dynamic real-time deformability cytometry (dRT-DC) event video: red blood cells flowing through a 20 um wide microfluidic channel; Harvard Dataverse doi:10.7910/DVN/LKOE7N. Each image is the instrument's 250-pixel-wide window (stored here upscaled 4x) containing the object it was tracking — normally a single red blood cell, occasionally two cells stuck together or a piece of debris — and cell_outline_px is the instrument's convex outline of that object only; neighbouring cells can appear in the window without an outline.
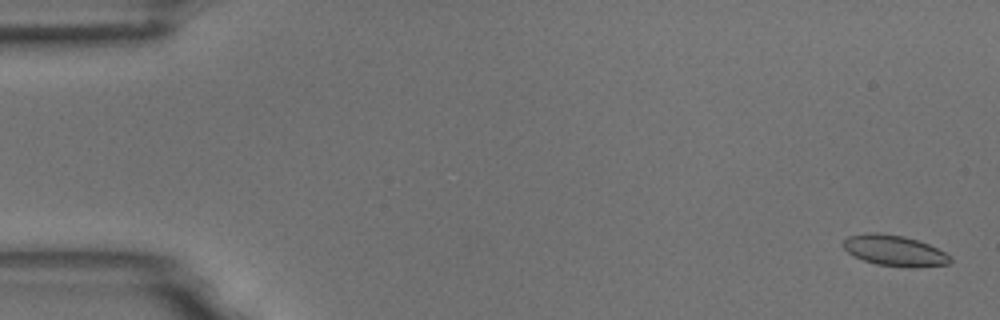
{"species": "common noctule bat (a hibernating species)", "species_latin": "Nyctalus noctula", "temperature_condition": "room temperature", "stored_images_in_passage": 55, "camera_frame_rate_fps": 3000, "um_per_image_px": 0.085, "animal": {"sex": "male", "body_mass_g": 18.8}, "frame": {"image": 1, "passage_image": 2, "time_ms": 0.333, "image_size_px": [1000, 320], "cell_outline_px": [[952, 260], [948, 264], [916, 268], [912, 268], [876, 264], [852, 256], [840, 244], [848, 236], [864, 232], [876, 232], [904, 236], [928, 244], [952, 256]], "centroid_in_image_um": [76.01, 21.3], "position_along_channel_um": 9.0, "area_um2": 19.42}}
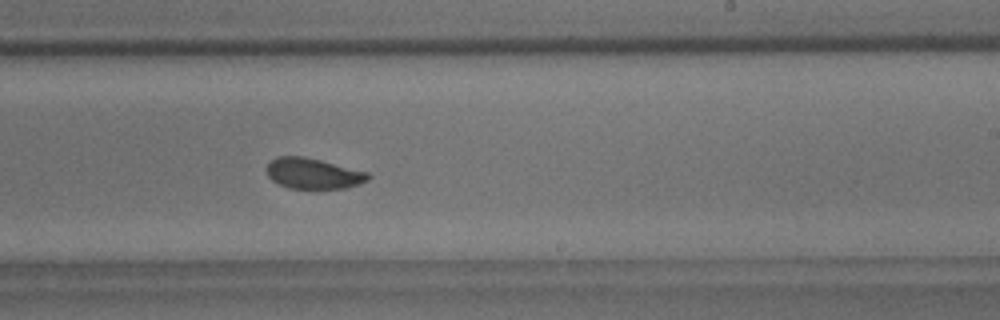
{"frame": {"image": 2, "passage_image": 34, "time_ms": 11.0, "image_size_px": [1000, 320], "cell_outline_px": [[372, 176], [368, 180], [360, 184], [344, 188], [288, 188], [272, 180], [268, 176], [268, 164], [276, 156], [304, 156], [368, 172]], "centroid_in_image_um": [26.65, 14.74], "position_along_channel_um": 262.4, "area_um2": 17.98}}
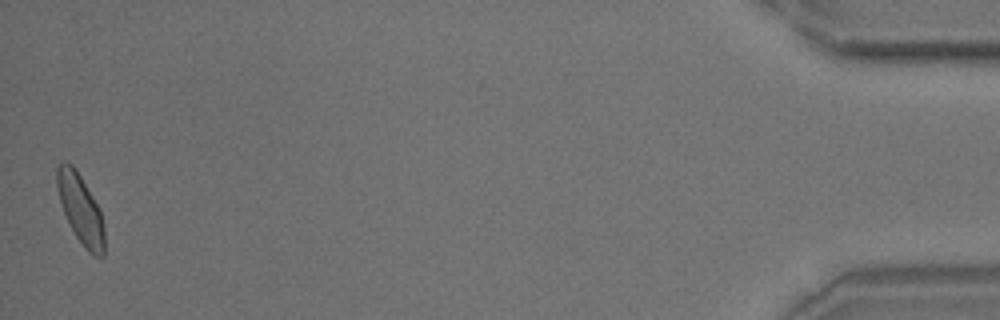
{"frame": {"image": 3, "passage_image": 55, "time_ms": 18.0, "image_size_px": [1000, 320], "cell_outline_px": [[104, 256], [92, 256], [84, 248], [76, 236], [64, 212], [56, 188], [56, 168], [64, 160], [72, 164], [80, 176], [100, 208], [104, 224]], "centroid_in_image_um": [6.86, 17.77], "position_along_channel_um": 428.3, "area_um2": 19.07}, "authors_computed_cell_mechanics": {"area_um2": 18.9006, "velocity_mm_per_s": 3.6888, "shape_relaxation_time_tau1_ms": 3.5034, "shape_relaxation_time_tau2_ms": 1.567, "deformation_change_tau1": 0.0947, "deformation_change_tau2": 0.0426}}